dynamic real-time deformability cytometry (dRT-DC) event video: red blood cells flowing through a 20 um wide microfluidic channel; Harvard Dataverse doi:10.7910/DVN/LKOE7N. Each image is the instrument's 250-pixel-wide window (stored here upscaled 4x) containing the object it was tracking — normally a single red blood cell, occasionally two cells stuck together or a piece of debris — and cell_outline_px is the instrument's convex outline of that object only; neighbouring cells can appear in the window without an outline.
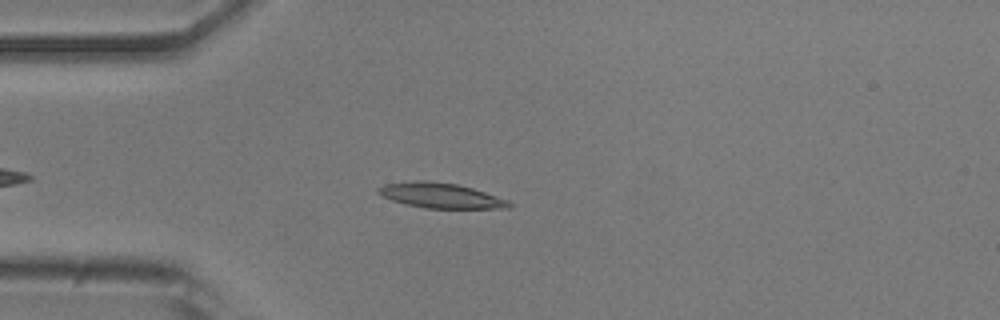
{"species": "common noctule bat (a hibernating species)", "species_latin": "Nyctalus noctula", "temperature_condition": "room temperature", "stored_images_in_passage": 9, "camera_frame_rate_fps": 3000, "um_per_image_px": 0.085, "animal": {"sex": "male", "body_mass_g": 20.5, "forearm_length_mm": 52.5}, "frame": {"image": 1, "passage_image": 9, "time_ms": 2.667, "image_size_px": [1000, 320], "cell_outline_px": [[512, 204], [508, 208], [424, 208], [404, 204], [392, 200], [376, 192], [376, 188], [384, 184], [416, 180], [428, 180], [456, 184], [472, 188], [508, 200]], "centroid_in_image_um": [37.41, 16.61], "position_along_channel_um": 47.6, "area_um2": 19.07}}